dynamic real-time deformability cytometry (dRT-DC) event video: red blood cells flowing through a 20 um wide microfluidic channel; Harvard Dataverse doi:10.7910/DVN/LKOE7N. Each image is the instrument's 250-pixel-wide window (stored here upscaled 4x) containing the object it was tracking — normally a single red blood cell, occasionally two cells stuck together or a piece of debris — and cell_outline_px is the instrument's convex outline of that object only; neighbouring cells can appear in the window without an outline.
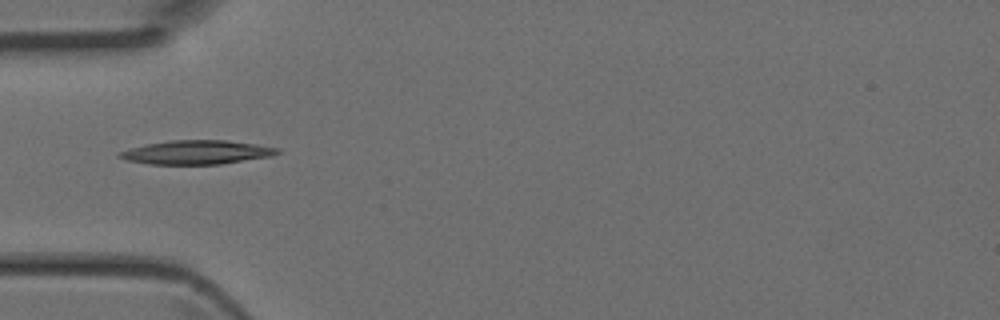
{"species": "Egyptian fruit bat (a non-hibernating species)", "species_latin": "Rousettus aegyptiacus", "temperature_condition": "room temperature", "stored_images_in_passage": 1, "camera_frame_rate_fps": 3000, "um_per_image_px": 0.085, "animal": {"sex": "female"}, "frame": {"image": 1, "passage_image": 1, "time_ms": 0.0, "image_size_px": [1000, 320], "cell_outline_px": [[280, 152], [272, 156], [220, 164], [148, 164], [124, 160], [116, 156], [116, 152], [128, 148], [168, 140], [228, 140], [256, 144], [280, 148]], "centroid_in_image_um": [16.67, 12.94], "position_along_channel_um": 68.3, "area_um2": 22.2}}